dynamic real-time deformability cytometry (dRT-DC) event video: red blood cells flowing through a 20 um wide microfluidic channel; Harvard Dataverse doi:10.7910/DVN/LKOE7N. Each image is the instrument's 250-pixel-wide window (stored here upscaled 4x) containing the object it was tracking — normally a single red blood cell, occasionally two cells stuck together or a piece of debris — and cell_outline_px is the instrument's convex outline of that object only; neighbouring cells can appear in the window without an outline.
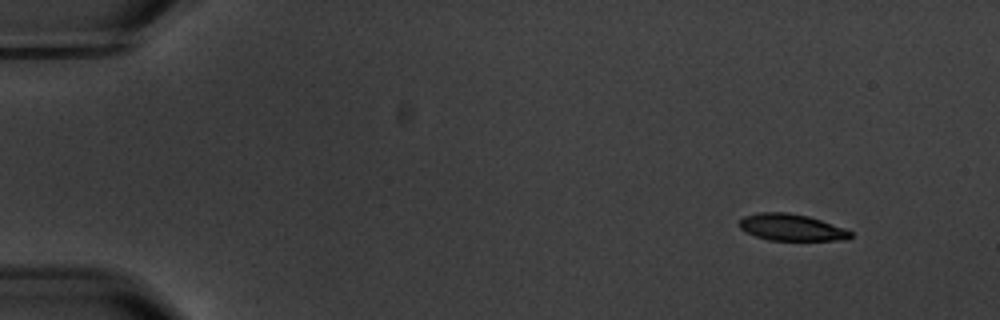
{"species": "common noctule bat (a hibernating species)", "species_latin": "Nyctalus noctula", "temperature_condition": "warm", "stored_images_in_passage": 6, "camera_frame_rate_fps": 3000, "um_per_image_px": 0.085, "animal": {"sex": "male", "body_mass_g": 20.1, "forearm_length_mm": 53.5}, "frame": {"image": 1, "passage_image": 1, "time_ms": 0.0, "image_size_px": [1000, 320], "cell_outline_px": [[852, 236], [848, 240], [768, 240], [756, 236], [740, 228], [740, 220], [744, 216], [760, 212], [788, 212], [808, 216], [844, 228], [852, 232]], "centroid_in_image_um": [67.29, 19.33], "position_along_channel_um": 17.7, "area_um2": 17.17}}
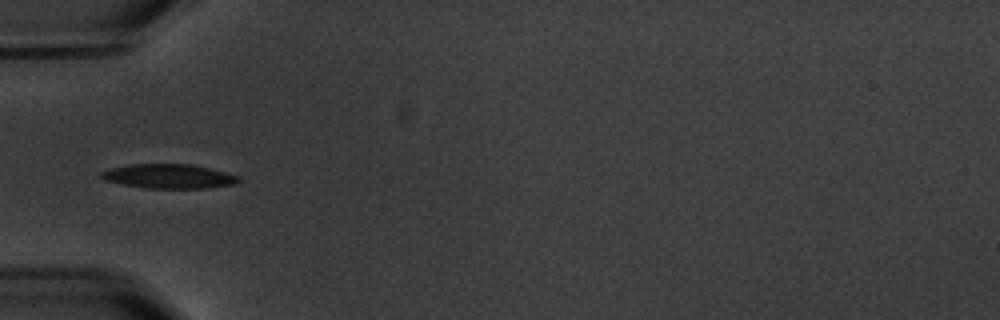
{"frame": {"image": 2, "passage_image": 5, "time_ms": 4.667, "image_size_px": [1000, 320], "cell_outline_px": [[240, 180], [232, 184], [208, 188], [144, 188], [104, 180], [100, 176], [100, 172], [112, 168], [132, 164], [192, 164], [240, 176]], "centroid_in_image_um": [14.34, 14.98], "position_along_channel_um": 70.7, "area_um2": 19.25}}